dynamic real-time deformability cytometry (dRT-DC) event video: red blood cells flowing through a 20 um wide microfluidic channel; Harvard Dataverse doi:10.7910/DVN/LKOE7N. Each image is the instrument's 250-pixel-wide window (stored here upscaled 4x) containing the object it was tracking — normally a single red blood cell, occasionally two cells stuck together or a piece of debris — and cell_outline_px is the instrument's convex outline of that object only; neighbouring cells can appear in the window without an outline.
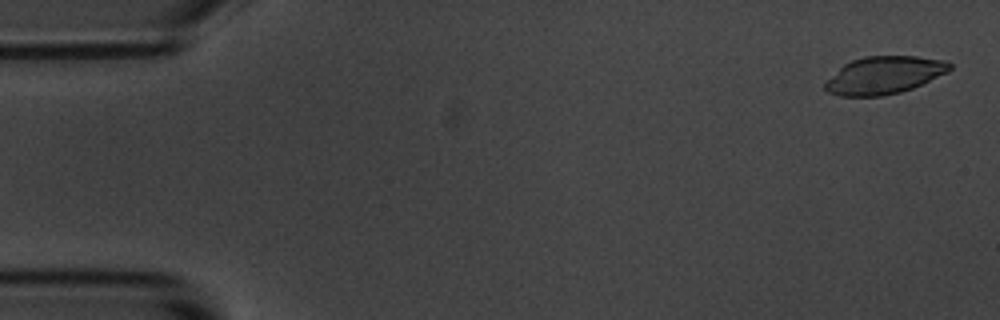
{"species": "common noctule bat (a hibernating species)", "species_latin": "Nyctalus noctula", "temperature_condition": "room temperature", "stored_images_in_passage": 55, "camera_frame_rate_fps": 3000, "um_per_image_px": 0.085, "animal": {"sex": "male", "body_mass_g": 20.1, "forearm_length_mm": 53.5}, "frame": {"image": 1, "passage_image": 2, "time_ms": 0.333, "image_size_px": [1000, 320], "cell_outline_px": [[952, 68], [948, 72], [912, 88], [900, 92], [884, 96], [840, 96], [828, 92], [824, 88], [824, 80], [844, 64], [852, 60], [864, 56], [916, 56], [944, 60], [952, 64]], "centroid_in_image_um": [75.12, 6.39], "position_along_channel_um": 9.9, "area_um2": 27.4}}
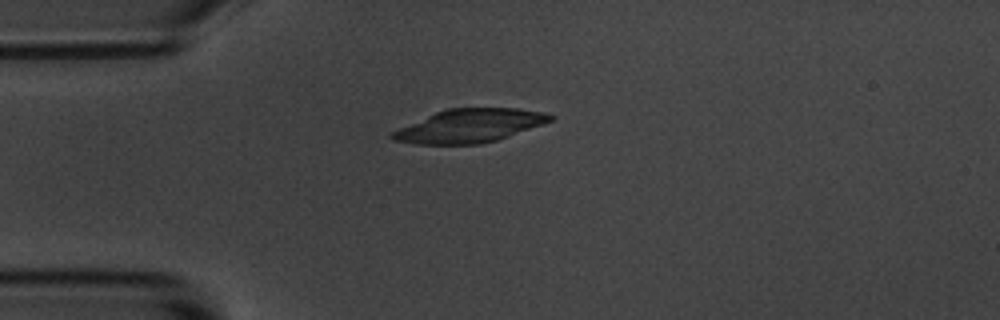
{"frame": {"image": 2, "passage_image": 14, "time_ms": 4.333, "image_size_px": [1000, 320], "cell_outline_px": [[556, 116], [552, 120], [544, 124], [496, 140], [480, 144], [416, 144], [392, 140], [388, 136], [392, 132], [400, 128], [436, 112], [448, 108], [520, 108], [544, 112]], "centroid_in_image_um": [39.94, 10.69], "position_along_channel_um": 45.1, "area_um2": 30.58}}
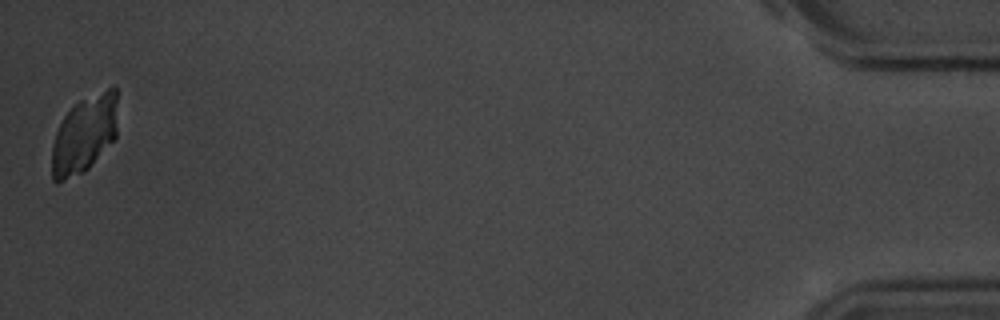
{"frame": {"image": 3, "passage_image": 55, "time_ms": 18.0, "image_size_px": [1000, 320], "cell_outline_px": [[116, 140], [84, 172], [56, 184], [52, 180], [52, 144], [56, 132], [64, 116], [80, 100], [116, 84]], "centroid_in_image_um": [7.17, 11.45], "position_along_channel_um": 428.0, "area_um2": 29.77}}